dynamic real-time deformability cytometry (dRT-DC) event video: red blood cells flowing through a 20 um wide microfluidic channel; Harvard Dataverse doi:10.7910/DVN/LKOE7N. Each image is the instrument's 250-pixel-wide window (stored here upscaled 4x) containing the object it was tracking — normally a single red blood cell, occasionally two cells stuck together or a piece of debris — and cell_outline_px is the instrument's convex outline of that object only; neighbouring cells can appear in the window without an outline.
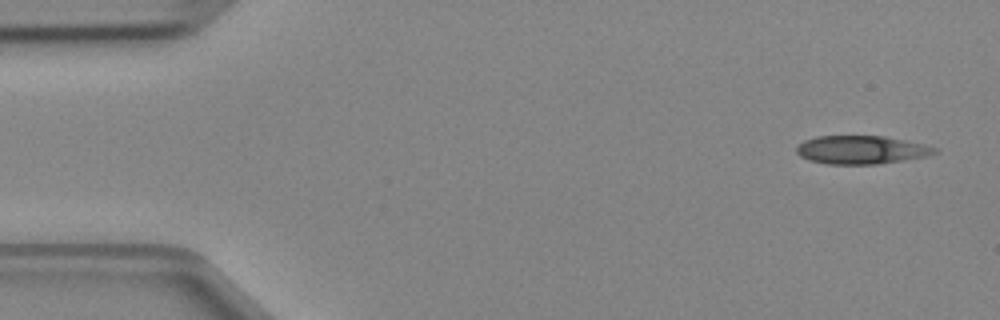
{"species": "Egyptian fruit bat (a non-hibernating species)", "species_latin": "Rousettus aegyptiacus", "temperature_condition": "cold", "stored_images_in_passage": 4, "camera_frame_rate_fps": 3000, "um_per_image_px": 0.085, "animal": {"sex": "female"}, "frame": {"image": 1, "passage_image": 1, "time_ms": 0.0, "image_size_px": [1000, 320], "cell_outline_px": [[940, 152], [928, 156], [904, 160], [876, 164], [828, 164], [808, 160], [800, 156], [796, 152], [796, 148], [804, 140], [816, 136], [884, 136], [924, 144], [936, 148]], "centroid_in_image_um": [73.22, 12.74], "position_along_channel_um": 11.8, "area_um2": 22.83}}
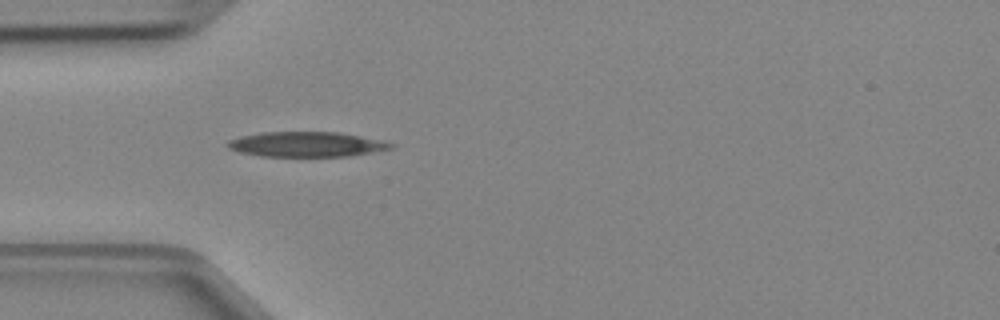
{"frame": {"image": 2, "passage_image": 4, "time_ms": 1.0, "image_size_px": [1000, 320], "cell_outline_px": [[396, 144], [392, 148], [372, 152], [348, 156], [260, 156], [240, 152], [228, 148], [224, 144], [228, 140], [240, 136], [260, 132], [340, 132], [384, 140]], "centroid_in_image_um": [26.04, 12.26], "position_along_channel_um": 59.0, "area_um2": 23.99}}